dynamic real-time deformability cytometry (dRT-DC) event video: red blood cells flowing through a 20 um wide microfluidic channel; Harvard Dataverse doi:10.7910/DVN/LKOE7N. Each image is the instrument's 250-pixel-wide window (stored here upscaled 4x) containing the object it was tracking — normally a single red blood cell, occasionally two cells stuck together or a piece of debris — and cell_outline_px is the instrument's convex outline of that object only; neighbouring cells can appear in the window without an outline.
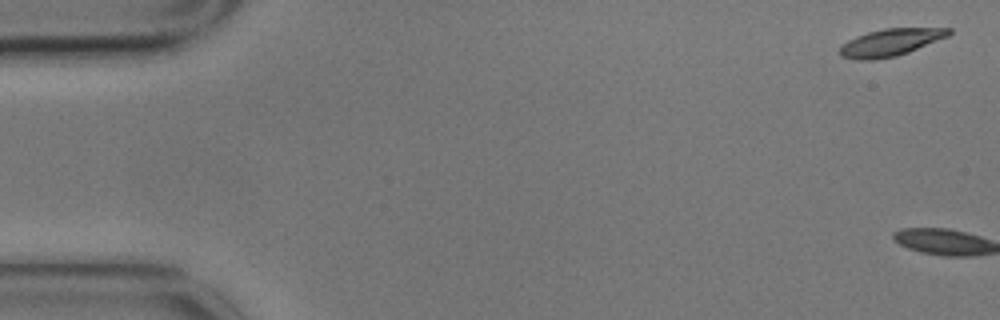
{"species": "common noctule bat (a hibernating species)", "species_latin": "Nyctalus noctula", "temperature_condition": "cold", "stored_images_in_passage": 8, "camera_frame_rate_fps": 3000, "um_per_image_px": 0.085, "animal": {"sex": "male", "body_mass_g": 17.9}, "frame": {"image": 1, "passage_image": 1, "time_ms": 0.0, "image_size_px": [1000, 320], "cell_outline_px": [[952, 32], [948, 36], [908, 52], [896, 56], [876, 60], [860, 60], [840, 56], [840, 48], [848, 40], [856, 36], [868, 32], [884, 28], [952, 28]], "centroid_in_image_um": [75.69, 3.6], "position_along_channel_um": 9.3, "area_um2": 17.17}}
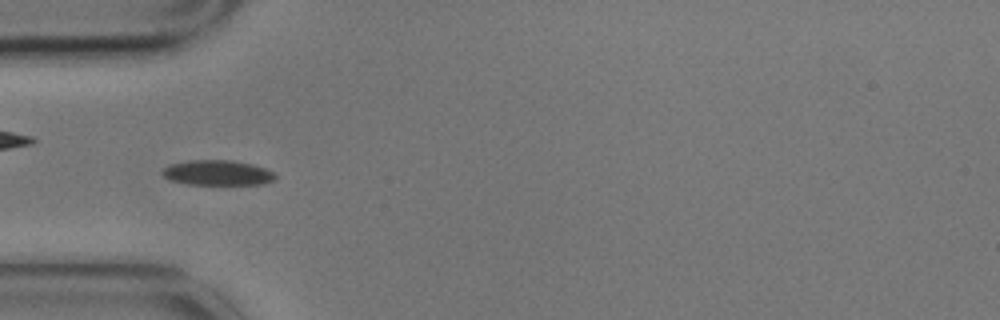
{"frame": {"image": 2, "passage_image": 6, "time_ms": 1.667, "image_size_px": [1000, 320], "cell_outline_px": [[276, 180], [264, 184], [188, 184], [168, 180], [160, 172], [168, 164], [188, 160], [232, 160], [252, 164], [264, 168], [272, 172], [276, 176]], "centroid_in_image_um": [18.46, 14.68], "position_along_channel_um": 66.5, "area_um2": 16.65}}